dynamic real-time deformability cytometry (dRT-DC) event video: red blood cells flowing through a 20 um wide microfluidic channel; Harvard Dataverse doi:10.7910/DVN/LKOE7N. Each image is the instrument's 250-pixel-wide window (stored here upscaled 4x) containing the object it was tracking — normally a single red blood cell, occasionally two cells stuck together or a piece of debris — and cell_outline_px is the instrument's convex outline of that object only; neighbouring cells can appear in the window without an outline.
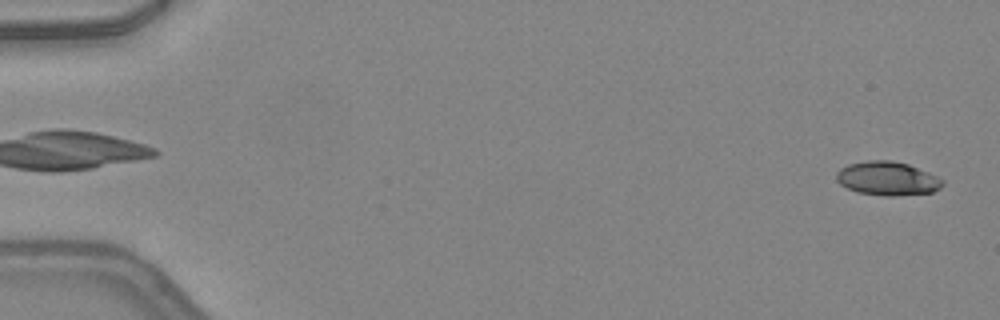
{"species": "common noctule bat (a hibernating species)", "species_latin": "Nyctalus noctula", "temperature_condition": "warm", "stored_images_in_passage": 15, "camera_frame_rate_fps": 3000, "um_per_image_px": 0.085, "animal": {"sex": "female", "body_mass_g": 24.6, "forearm_length_mm": 56.2}, "frame": {"image": 1, "passage_image": 1, "time_ms": 0.0, "image_size_px": [1000, 320], "cell_outline_px": [[944, 184], [940, 188], [932, 192], [896, 196], [884, 196], [856, 192], [840, 184], [836, 180], [836, 172], [840, 168], [848, 164], [868, 160], [892, 160], [908, 164], [928, 172], [944, 180]], "centroid_in_image_um": [75.42, 15.17], "position_along_channel_um": 9.6, "area_um2": 21.04}}
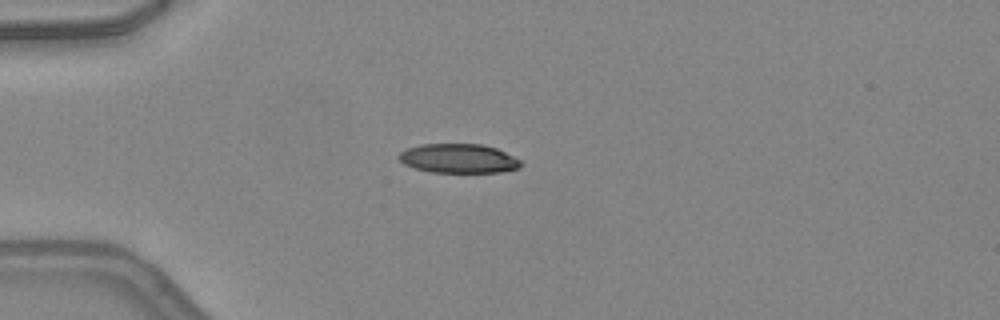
{"frame": {"image": 2, "passage_image": 13, "time_ms": 4.0, "image_size_px": [1000, 320], "cell_outline_px": [[524, 164], [520, 168], [500, 172], [432, 172], [416, 168], [404, 164], [396, 156], [400, 152], [408, 148], [420, 144], [480, 144], [496, 148], [520, 160]], "centroid_in_image_um": [38.98, 13.47], "position_along_channel_um": 46.0, "area_um2": 20.69}}